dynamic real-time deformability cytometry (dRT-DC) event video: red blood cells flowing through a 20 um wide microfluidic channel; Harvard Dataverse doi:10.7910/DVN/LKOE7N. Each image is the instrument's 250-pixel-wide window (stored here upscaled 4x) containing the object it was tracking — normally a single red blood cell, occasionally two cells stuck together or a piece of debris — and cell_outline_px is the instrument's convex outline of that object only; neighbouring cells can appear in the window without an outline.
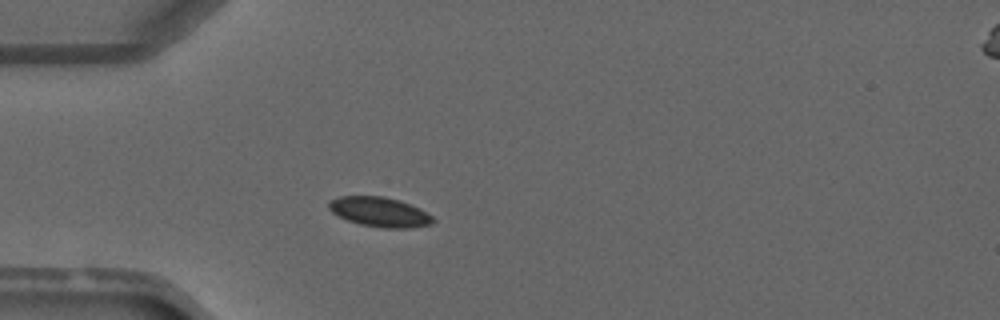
{"species": "common noctule bat (a hibernating species)", "species_latin": "Nyctalus noctula", "temperature_condition": "warm", "stored_images_in_passage": 2, "camera_frame_rate_fps": 3000, "um_per_image_px": 0.085, "animal": {"sex": "male", "forearm_length_mm": 52.5}, "frame": {"image": 1, "passage_image": 1, "time_ms": 0.0, "image_size_px": [1000, 320], "cell_outline_px": [[436, 220], [432, 224], [404, 228], [384, 228], [360, 224], [348, 220], [332, 212], [328, 208], [328, 204], [332, 200], [340, 196], [380, 196], [400, 200], [420, 208], [432, 216]], "centroid_in_image_um": [32.29, 18.01], "position_along_channel_um": 52.7, "area_um2": 17.86}}